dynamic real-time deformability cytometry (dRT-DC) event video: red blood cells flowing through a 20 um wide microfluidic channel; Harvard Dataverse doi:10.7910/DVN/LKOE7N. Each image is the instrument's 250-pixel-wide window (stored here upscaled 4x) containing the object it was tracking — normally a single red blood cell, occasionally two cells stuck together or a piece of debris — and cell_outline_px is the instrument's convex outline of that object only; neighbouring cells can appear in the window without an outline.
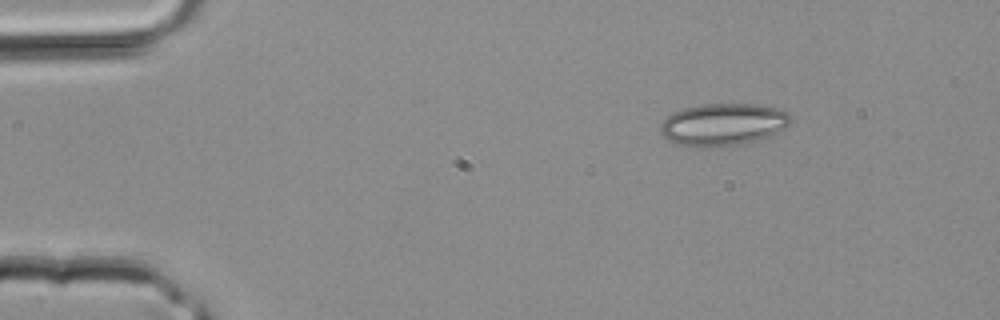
{"species": "common noctule bat (a hibernating species)", "species_latin": "Nyctalus noctula", "temperature_condition": "room temperature", "stored_images_in_passage": 2, "camera_frame_rate_fps": 3000, "um_per_image_px": 0.085, "animal": {"sex": "male", "body_mass_g": 20.4}, "frame": {"image": 1, "passage_image": 1, "time_ms": 0.0, "image_size_px": [1000, 320], "cell_outline_px": [[792, 124], [768, 136], [744, 144], [708, 148], [676, 144], [668, 140], [660, 132], [660, 124], [672, 112], [684, 108], [700, 104], [752, 104], [776, 108], [792, 116]], "centroid_in_image_um": [61.44, 10.59], "position_along_channel_um": 23.6, "area_um2": 32.19}}